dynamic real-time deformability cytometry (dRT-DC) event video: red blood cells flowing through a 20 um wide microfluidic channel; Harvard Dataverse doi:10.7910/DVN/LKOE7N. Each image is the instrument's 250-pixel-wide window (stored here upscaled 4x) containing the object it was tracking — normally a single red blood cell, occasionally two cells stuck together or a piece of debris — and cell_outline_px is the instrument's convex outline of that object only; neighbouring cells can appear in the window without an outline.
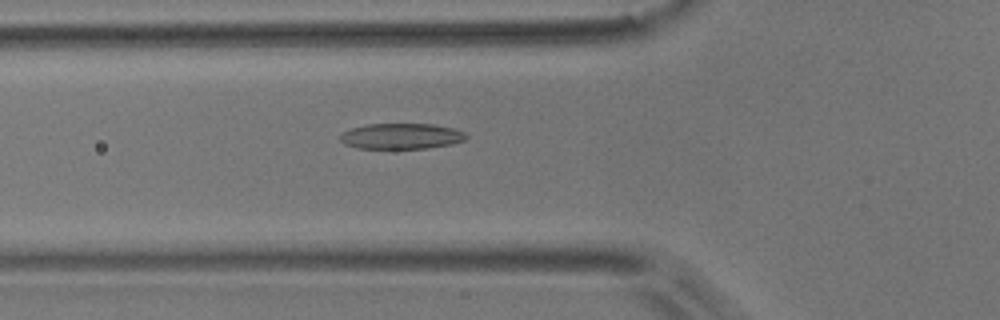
{"species": "common noctule bat (a hibernating species)", "species_latin": "Nyctalus noctula", "temperature_condition": "room temperature", "stored_images_in_passage": 44, "camera_frame_rate_fps": 3000, "um_per_image_px": 0.085, "animal": {"sex": "male", "body_mass_g": 17.9}, "frame": {"image": 1, "passage_image": 10, "time_ms": 3.0, "image_size_px": [1000, 320], "cell_outline_px": [[468, 136], [464, 140], [452, 144], [428, 148], [356, 148], [344, 144], [340, 140], [340, 136], [344, 132], [352, 128], [368, 124], [432, 124], [452, 128], [464, 132]], "centroid_in_image_um": [34.11, 11.58], "position_along_channel_um": 91.7, "area_um2": 18.73}}
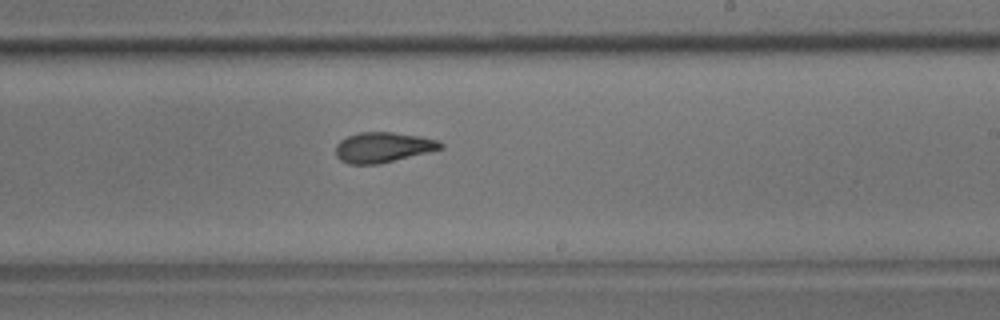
{"frame": {"image": 2, "passage_image": 23, "time_ms": 7.333, "image_size_px": [1000, 320], "cell_outline_px": [[444, 148], [428, 152], [376, 164], [348, 164], [340, 160], [336, 156], [336, 144], [340, 140], [348, 136], [360, 132], [392, 132], [420, 136], [440, 140], [444, 144]], "centroid_in_image_um": [32.56, 12.51], "position_along_channel_um": 256.4, "area_um2": 18.44}}
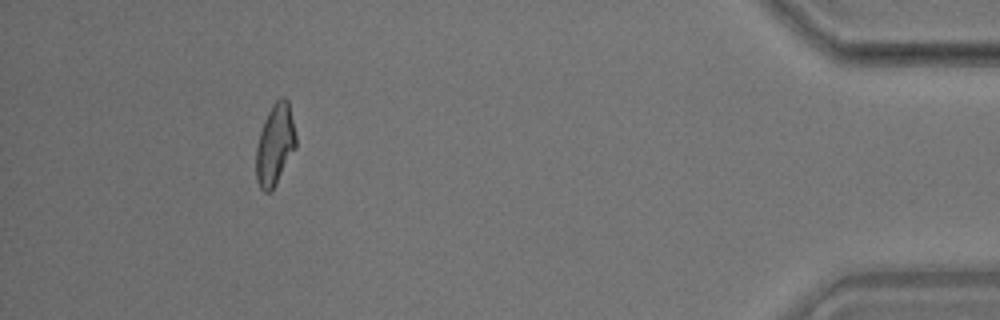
{"frame": {"image": 3, "passage_image": 40, "time_ms": 13.0, "image_size_px": [1000, 320], "cell_outline_px": [[296, 148], [276, 184], [268, 192], [264, 192], [260, 188], [256, 180], [256, 144], [264, 120], [272, 104], [280, 96], [284, 96], [288, 100], [296, 136]], "centroid_in_image_um": [23.37, 12.27], "position_along_channel_um": 411.8, "area_um2": 18.9}, "authors_computed_cell_mechanics": {"area_um2": 18.8717, "velocity_mm_per_s": 3.7902, "shape_relaxation_time_tau1_ms": 6.6786, "shape_relaxation_time_tau2_ms": 2.18, "deformation_change_tau1": 0.1823, "deformation_change_tau2": 0.0957}}